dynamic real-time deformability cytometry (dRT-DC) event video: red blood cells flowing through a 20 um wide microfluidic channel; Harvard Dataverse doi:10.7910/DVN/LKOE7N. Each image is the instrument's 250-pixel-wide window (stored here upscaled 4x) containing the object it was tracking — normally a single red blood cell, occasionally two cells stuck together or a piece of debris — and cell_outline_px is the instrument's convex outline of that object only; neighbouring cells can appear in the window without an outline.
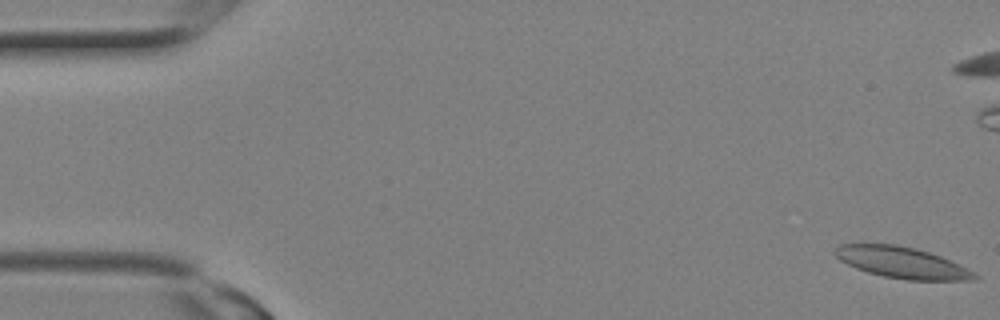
{"species": "Egyptian fruit bat (a non-hibernating species)", "species_latin": "Rousettus aegyptiacus", "temperature_condition": "room temperature", "stored_images_in_passage": 3, "camera_frame_rate_fps": 3000, "um_per_image_px": 0.085, "animal": {"sex": "female"}, "frame": {"image": 1, "passage_image": 3, "time_ms": 0.667, "image_size_px": [1000, 320], "cell_outline_px": [[980, 276], [976, 280], [908, 280], [884, 276], [868, 272], [856, 268], [840, 260], [832, 252], [840, 244], [860, 240], [896, 244], [916, 248], [940, 256], [960, 264], [968, 268]], "centroid_in_image_um": [76.6, 22.26], "position_along_channel_um": 8.4, "area_um2": 26.18}}